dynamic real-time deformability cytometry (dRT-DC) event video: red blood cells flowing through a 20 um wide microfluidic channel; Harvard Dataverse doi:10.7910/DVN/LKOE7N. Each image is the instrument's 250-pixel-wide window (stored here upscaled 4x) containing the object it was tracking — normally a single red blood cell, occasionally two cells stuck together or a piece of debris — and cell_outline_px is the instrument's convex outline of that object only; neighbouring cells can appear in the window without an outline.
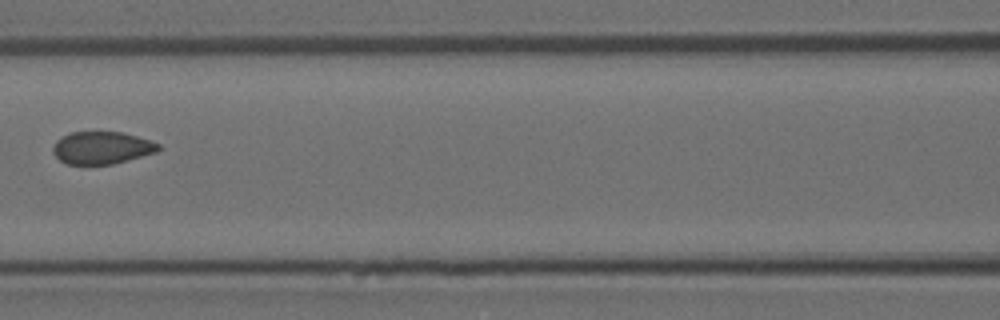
{"species": "Egyptian fruit bat (a non-hibernating species)", "species_latin": "Rousettus aegyptiacus", "temperature_condition": "room temperature", "stored_images_in_passage": 6, "camera_frame_rate_fps": 3000, "um_per_image_px": 0.085, "animal": {"sex": "female"}, "frame": {"image": 1, "passage_image": 6, "time_ms": 1.667, "image_size_px": [1000, 320], "cell_outline_px": [[160, 148], [156, 152], [112, 164], [68, 164], [60, 160], [52, 152], [52, 148], [56, 140], [72, 132], [124, 132], [160, 144]], "centroid_in_image_um": [8.64, 12.56], "position_along_channel_um": 158.0, "area_um2": 19.71}}